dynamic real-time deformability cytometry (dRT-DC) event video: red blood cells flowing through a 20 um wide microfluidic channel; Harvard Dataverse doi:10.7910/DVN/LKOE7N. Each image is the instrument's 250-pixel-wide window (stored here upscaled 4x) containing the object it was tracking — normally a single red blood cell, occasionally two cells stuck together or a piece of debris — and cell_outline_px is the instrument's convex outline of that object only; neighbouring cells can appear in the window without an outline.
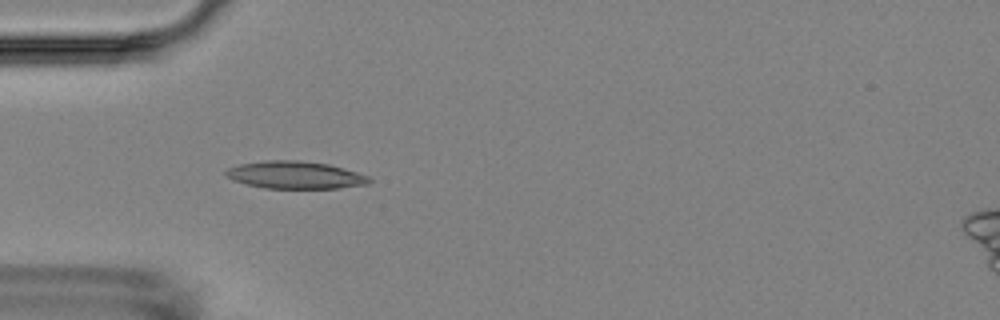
{"species": "Egyptian fruit bat (a non-hibernating species)", "species_latin": "Rousettus aegyptiacus", "temperature_condition": "room temperature", "stored_images_in_passage": 6, "camera_frame_rate_fps": 3000, "um_per_image_px": 0.085, "animal": {"sex": "female"}, "frame": {"image": 1, "passage_image": 4, "time_ms": 3.667, "image_size_px": [1000, 320], "cell_outline_px": [[372, 180], [368, 184], [340, 188], [264, 188], [232, 180], [224, 176], [224, 172], [228, 168], [240, 164], [268, 160], [296, 160], [328, 164], [344, 168], [368, 176]], "centroid_in_image_um": [25.08, 14.88], "position_along_channel_um": 59.9, "area_um2": 22.89}}